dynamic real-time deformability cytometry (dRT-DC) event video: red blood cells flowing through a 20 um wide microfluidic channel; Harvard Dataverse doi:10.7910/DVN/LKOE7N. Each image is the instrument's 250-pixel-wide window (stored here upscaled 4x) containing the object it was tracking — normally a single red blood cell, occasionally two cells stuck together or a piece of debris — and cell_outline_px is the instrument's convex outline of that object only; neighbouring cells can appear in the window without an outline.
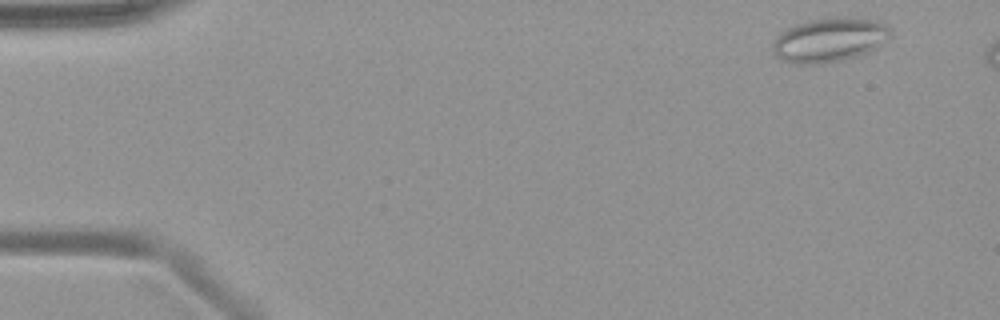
{"species": "common noctule bat (a hibernating species)", "species_latin": "Nyctalus noctula", "temperature_condition": "warm", "stored_images_in_passage": 6, "camera_frame_rate_fps": 3000, "um_per_image_px": 0.085, "animal": {"sex": "female", "body_mass_g": 19.9}, "frame": {"image": 1, "passage_image": 3, "time_ms": 0.667, "image_size_px": [1000, 320], "cell_outline_px": [[892, 32], [888, 36], [872, 48], [856, 56], [840, 60], [812, 64], [800, 64], [784, 60], [776, 56], [772, 52], [772, 44], [776, 36], [780, 32], [796, 24], [828, 16], [852, 16], [876, 20], [892, 28]], "centroid_in_image_um": [70.45, 3.34], "position_along_channel_um": 14.5, "area_um2": 30.06}}